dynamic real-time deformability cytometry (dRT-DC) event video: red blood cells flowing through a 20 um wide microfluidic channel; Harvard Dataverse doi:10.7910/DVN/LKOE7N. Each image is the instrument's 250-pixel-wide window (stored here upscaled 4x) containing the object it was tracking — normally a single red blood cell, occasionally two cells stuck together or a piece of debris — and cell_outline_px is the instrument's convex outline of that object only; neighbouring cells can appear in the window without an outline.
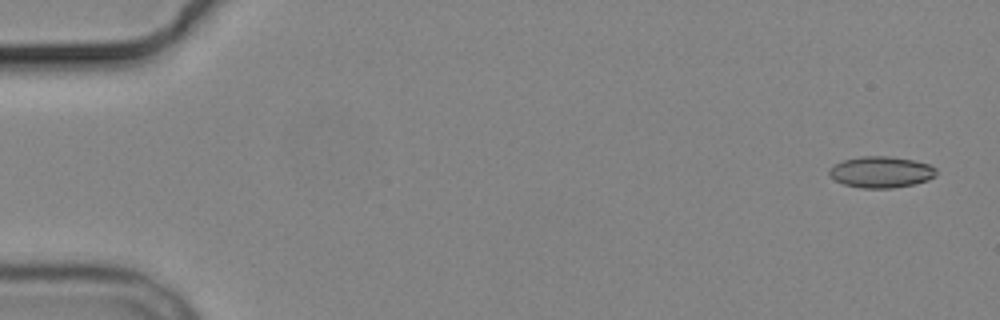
{"species": "common noctule bat (a hibernating species)", "species_latin": "Nyctalus noctula", "temperature_condition": "cold", "stored_images_in_passage": 5, "camera_frame_rate_fps": 3000, "um_per_image_px": 0.085, "animal": {"sex": "male", "body_mass_g": 19.2, "forearm_length_mm": 51.8}, "frame": {"image": 1, "passage_image": 1, "time_ms": 0.0, "image_size_px": [1000, 320], "cell_outline_px": [[936, 176], [928, 180], [912, 184], [892, 188], [860, 188], [844, 184], [828, 176], [828, 168], [832, 164], [844, 160], [860, 156], [892, 156], [912, 160], [928, 164], [936, 168]], "centroid_in_image_um": [74.85, 14.62], "position_along_channel_um": 10.2, "area_um2": 19.65}}